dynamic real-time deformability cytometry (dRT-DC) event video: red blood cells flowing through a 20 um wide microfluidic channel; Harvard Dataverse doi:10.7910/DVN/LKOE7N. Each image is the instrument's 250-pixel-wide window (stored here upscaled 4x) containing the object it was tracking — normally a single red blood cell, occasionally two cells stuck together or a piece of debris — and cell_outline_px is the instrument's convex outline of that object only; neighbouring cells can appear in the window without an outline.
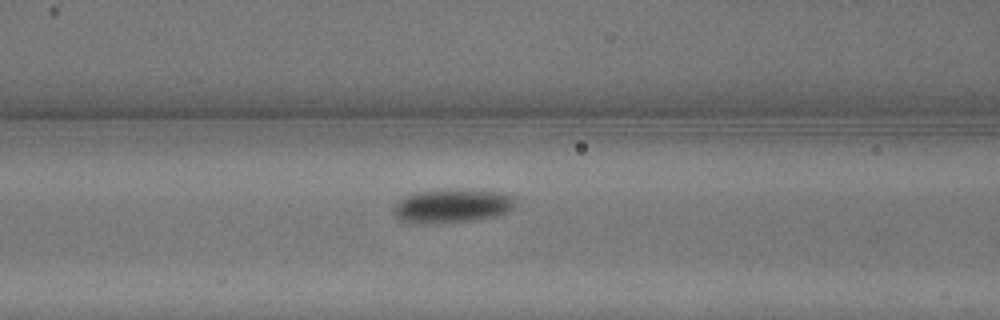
{"species": "common noctule bat (a hibernating species)", "species_latin": "Nyctalus noctula", "temperature_condition": "warm", "stored_images_in_passage": 4, "camera_frame_rate_fps": 3000, "um_per_image_px": 0.085, "animal": {"sex": "male", "body_mass_g": 13.3}, "frame": {"image": 1, "passage_image": 3, "time_ms": 0.667, "image_size_px": [1000, 320], "cell_outline_px": [[516, 196], [512, 208], [496, 216], [468, 220], [400, 220], [392, 212], [392, 208], [404, 196], [416, 192], [444, 188], [460, 188], [500, 192]], "centroid_in_image_um": [38.47, 17.4], "position_along_channel_um": 128.1, "area_um2": 23.18}}